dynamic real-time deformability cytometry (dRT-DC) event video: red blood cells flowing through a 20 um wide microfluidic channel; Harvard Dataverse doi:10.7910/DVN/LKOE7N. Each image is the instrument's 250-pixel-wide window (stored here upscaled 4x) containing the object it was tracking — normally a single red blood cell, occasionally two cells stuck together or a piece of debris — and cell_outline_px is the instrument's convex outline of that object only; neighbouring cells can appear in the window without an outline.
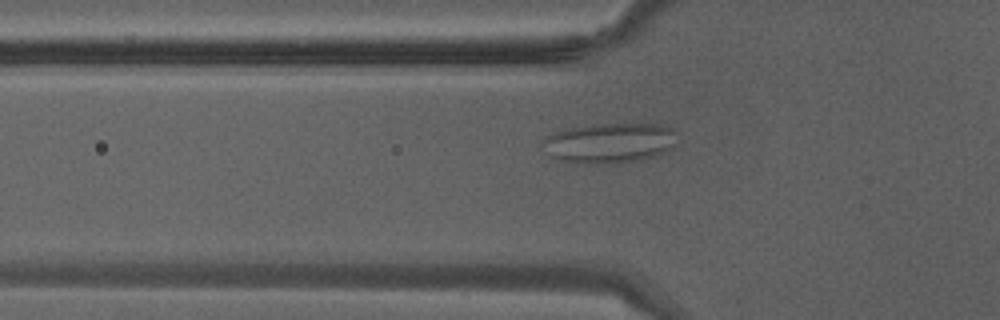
{"species": "Egyptian fruit bat (a non-hibernating species)", "species_latin": "Rousettus aegyptiacus", "temperature_condition": "warm", "stored_images_in_passage": 38, "camera_frame_rate_fps": 3000, "um_per_image_px": 0.085, "animal": {"sex": "male"}, "frame": {"image": 1, "passage_image": 12, "time_ms": 3.667, "image_size_px": [1000, 320], "cell_outline_px": [[680, 132], [672, 148], [664, 152], [640, 160], [600, 164], [556, 160], [540, 148], [540, 140], [552, 132], [572, 128], [596, 124], [664, 124], [676, 128]], "centroid_in_image_um": [51.81, 12.13], "position_along_channel_um": 74.0, "area_um2": 31.91}}